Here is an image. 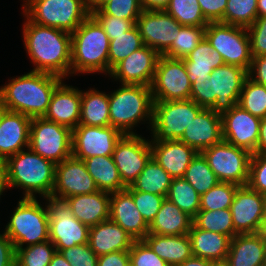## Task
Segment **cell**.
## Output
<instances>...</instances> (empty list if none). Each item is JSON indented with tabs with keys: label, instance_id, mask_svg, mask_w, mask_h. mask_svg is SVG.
I'll return each instance as SVG.
<instances>
[{
	"label": "cell",
	"instance_id": "6f0895ef",
	"mask_svg": "<svg viewBox=\"0 0 266 266\" xmlns=\"http://www.w3.org/2000/svg\"><path fill=\"white\" fill-rule=\"evenodd\" d=\"M16 260V249L13 242L0 233V266H11Z\"/></svg>",
	"mask_w": 266,
	"mask_h": 266
},
{
	"label": "cell",
	"instance_id": "816d5d0a",
	"mask_svg": "<svg viewBox=\"0 0 266 266\" xmlns=\"http://www.w3.org/2000/svg\"><path fill=\"white\" fill-rule=\"evenodd\" d=\"M247 185L260 194L266 193V153L252 154Z\"/></svg>",
	"mask_w": 266,
	"mask_h": 266
},
{
	"label": "cell",
	"instance_id": "003e7915",
	"mask_svg": "<svg viewBox=\"0 0 266 266\" xmlns=\"http://www.w3.org/2000/svg\"><path fill=\"white\" fill-rule=\"evenodd\" d=\"M266 16V0H257V17Z\"/></svg>",
	"mask_w": 266,
	"mask_h": 266
},
{
	"label": "cell",
	"instance_id": "94428289",
	"mask_svg": "<svg viewBox=\"0 0 266 266\" xmlns=\"http://www.w3.org/2000/svg\"><path fill=\"white\" fill-rule=\"evenodd\" d=\"M143 10H165L170 0H140Z\"/></svg>",
	"mask_w": 266,
	"mask_h": 266
},
{
	"label": "cell",
	"instance_id": "4316f807",
	"mask_svg": "<svg viewBox=\"0 0 266 266\" xmlns=\"http://www.w3.org/2000/svg\"><path fill=\"white\" fill-rule=\"evenodd\" d=\"M110 197V193L98 190L91 194L70 196L65 201L73 216L90 228L109 219Z\"/></svg>",
	"mask_w": 266,
	"mask_h": 266
},
{
	"label": "cell",
	"instance_id": "03108f58",
	"mask_svg": "<svg viewBox=\"0 0 266 266\" xmlns=\"http://www.w3.org/2000/svg\"><path fill=\"white\" fill-rule=\"evenodd\" d=\"M110 0H88L89 13L100 10Z\"/></svg>",
	"mask_w": 266,
	"mask_h": 266
},
{
	"label": "cell",
	"instance_id": "ac0fdd59",
	"mask_svg": "<svg viewBox=\"0 0 266 266\" xmlns=\"http://www.w3.org/2000/svg\"><path fill=\"white\" fill-rule=\"evenodd\" d=\"M98 190L94 179L87 172L83 160L70 156L56 164L52 198L65 200L70 196L91 194Z\"/></svg>",
	"mask_w": 266,
	"mask_h": 266
},
{
	"label": "cell",
	"instance_id": "db71d44e",
	"mask_svg": "<svg viewBox=\"0 0 266 266\" xmlns=\"http://www.w3.org/2000/svg\"><path fill=\"white\" fill-rule=\"evenodd\" d=\"M102 26L104 32L109 37V40L114 39V36H119L124 32L129 31L136 25L137 20H127L117 18L111 15H92Z\"/></svg>",
	"mask_w": 266,
	"mask_h": 266
},
{
	"label": "cell",
	"instance_id": "7c38bea8",
	"mask_svg": "<svg viewBox=\"0 0 266 266\" xmlns=\"http://www.w3.org/2000/svg\"><path fill=\"white\" fill-rule=\"evenodd\" d=\"M201 153L220 182L248 184L252 156L249 151L222 140Z\"/></svg>",
	"mask_w": 266,
	"mask_h": 266
},
{
	"label": "cell",
	"instance_id": "f546056e",
	"mask_svg": "<svg viewBox=\"0 0 266 266\" xmlns=\"http://www.w3.org/2000/svg\"><path fill=\"white\" fill-rule=\"evenodd\" d=\"M192 225L193 218L165 198L157 215L149 225L148 234L186 235L190 232Z\"/></svg>",
	"mask_w": 266,
	"mask_h": 266
},
{
	"label": "cell",
	"instance_id": "753ad0ef",
	"mask_svg": "<svg viewBox=\"0 0 266 266\" xmlns=\"http://www.w3.org/2000/svg\"><path fill=\"white\" fill-rule=\"evenodd\" d=\"M11 266H18V264L15 262V263H13Z\"/></svg>",
	"mask_w": 266,
	"mask_h": 266
},
{
	"label": "cell",
	"instance_id": "7bdbcfd3",
	"mask_svg": "<svg viewBox=\"0 0 266 266\" xmlns=\"http://www.w3.org/2000/svg\"><path fill=\"white\" fill-rule=\"evenodd\" d=\"M257 19V0H227L223 24L248 28Z\"/></svg>",
	"mask_w": 266,
	"mask_h": 266
},
{
	"label": "cell",
	"instance_id": "3957f363",
	"mask_svg": "<svg viewBox=\"0 0 266 266\" xmlns=\"http://www.w3.org/2000/svg\"><path fill=\"white\" fill-rule=\"evenodd\" d=\"M247 77V70L224 63L214 69L209 78L191 84L190 100L222 115L238 104Z\"/></svg>",
	"mask_w": 266,
	"mask_h": 266
},
{
	"label": "cell",
	"instance_id": "603a6c76",
	"mask_svg": "<svg viewBox=\"0 0 266 266\" xmlns=\"http://www.w3.org/2000/svg\"><path fill=\"white\" fill-rule=\"evenodd\" d=\"M80 109L81 90L62 81L52 94L44 118L73 130L79 125Z\"/></svg>",
	"mask_w": 266,
	"mask_h": 266
},
{
	"label": "cell",
	"instance_id": "a7ac6f4b",
	"mask_svg": "<svg viewBox=\"0 0 266 266\" xmlns=\"http://www.w3.org/2000/svg\"><path fill=\"white\" fill-rule=\"evenodd\" d=\"M266 243V218H263L256 233Z\"/></svg>",
	"mask_w": 266,
	"mask_h": 266
},
{
	"label": "cell",
	"instance_id": "be15d7a7",
	"mask_svg": "<svg viewBox=\"0 0 266 266\" xmlns=\"http://www.w3.org/2000/svg\"><path fill=\"white\" fill-rule=\"evenodd\" d=\"M7 181H6V165L5 160L0 159V199L2 193L7 190Z\"/></svg>",
	"mask_w": 266,
	"mask_h": 266
},
{
	"label": "cell",
	"instance_id": "6da1fadb",
	"mask_svg": "<svg viewBox=\"0 0 266 266\" xmlns=\"http://www.w3.org/2000/svg\"><path fill=\"white\" fill-rule=\"evenodd\" d=\"M26 53L35 66L31 71L51 73L62 78L71 75V33L41 26L27 17L23 23Z\"/></svg>",
	"mask_w": 266,
	"mask_h": 266
},
{
	"label": "cell",
	"instance_id": "7a4b0ae2",
	"mask_svg": "<svg viewBox=\"0 0 266 266\" xmlns=\"http://www.w3.org/2000/svg\"><path fill=\"white\" fill-rule=\"evenodd\" d=\"M0 87V97L8 111L30 118L44 117L56 87L64 78L46 72L30 71Z\"/></svg>",
	"mask_w": 266,
	"mask_h": 266
},
{
	"label": "cell",
	"instance_id": "f907efd6",
	"mask_svg": "<svg viewBox=\"0 0 266 266\" xmlns=\"http://www.w3.org/2000/svg\"><path fill=\"white\" fill-rule=\"evenodd\" d=\"M59 252L71 266H97L98 264V256L88 243L62 249Z\"/></svg>",
	"mask_w": 266,
	"mask_h": 266
},
{
	"label": "cell",
	"instance_id": "8d00e7d4",
	"mask_svg": "<svg viewBox=\"0 0 266 266\" xmlns=\"http://www.w3.org/2000/svg\"><path fill=\"white\" fill-rule=\"evenodd\" d=\"M139 30L135 25L132 29L110 40L108 53V75L111 70L134 51L143 47Z\"/></svg>",
	"mask_w": 266,
	"mask_h": 266
},
{
	"label": "cell",
	"instance_id": "5b68a950",
	"mask_svg": "<svg viewBox=\"0 0 266 266\" xmlns=\"http://www.w3.org/2000/svg\"><path fill=\"white\" fill-rule=\"evenodd\" d=\"M110 40L99 22L90 14L71 33V74H108Z\"/></svg>",
	"mask_w": 266,
	"mask_h": 266
},
{
	"label": "cell",
	"instance_id": "1f68e13d",
	"mask_svg": "<svg viewBox=\"0 0 266 266\" xmlns=\"http://www.w3.org/2000/svg\"><path fill=\"white\" fill-rule=\"evenodd\" d=\"M189 81L205 80L210 77L214 69L224 64L221 55L213 49L204 37L185 58H183Z\"/></svg>",
	"mask_w": 266,
	"mask_h": 266
},
{
	"label": "cell",
	"instance_id": "30bf717a",
	"mask_svg": "<svg viewBox=\"0 0 266 266\" xmlns=\"http://www.w3.org/2000/svg\"><path fill=\"white\" fill-rule=\"evenodd\" d=\"M29 148L55 164L72 156V130L44 117L32 118Z\"/></svg>",
	"mask_w": 266,
	"mask_h": 266
},
{
	"label": "cell",
	"instance_id": "5bb4252c",
	"mask_svg": "<svg viewBox=\"0 0 266 266\" xmlns=\"http://www.w3.org/2000/svg\"><path fill=\"white\" fill-rule=\"evenodd\" d=\"M151 91L154 101L190 99L191 83L183 59L160 55Z\"/></svg>",
	"mask_w": 266,
	"mask_h": 266
},
{
	"label": "cell",
	"instance_id": "f5cc1de1",
	"mask_svg": "<svg viewBox=\"0 0 266 266\" xmlns=\"http://www.w3.org/2000/svg\"><path fill=\"white\" fill-rule=\"evenodd\" d=\"M247 32L252 58L266 55V16L257 17Z\"/></svg>",
	"mask_w": 266,
	"mask_h": 266
},
{
	"label": "cell",
	"instance_id": "7402d4cb",
	"mask_svg": "<svg viewBox=\"0 0 266 266\" xmlns=\"http://www.w3.org/2000/svg\"><path fill=\"white\" fill-rule=\"evenodd\" d=\"M222 140V117L210 108H203L196 115L180 139L200 153Z\"/></svg>",
	"mask_w": 266,
	"mask_h": 266
},
{
	"label": "cell",
	"instance_id": "d6a6232c",
	"mask_svg": "<svg viewBox=\"0 0 266 266\" xmlns=\"http://www.w3.org/2000/svg\"><path fill=\"white\" fill-rule=\"evenodd\" d=\"M188 236L191 241L193 256L211 261L227 258L231 240L228 236L199 229L194 224Z\"/></svg>",
	"mask_w": 266,
	"mask_h": 266
},
{
	"label": "cell",
	"instance_id": "52a82bcc",
	"mask_svg": "<svg viewBox=\"0 0 266 266\" xmlns=\"http://www.w3.org/2000/svg\"><path fill=\"white\" fill-rule=\"evenodd\" d=\"M44 207L37 198H23L18 201L3 231L15 248L49 240V215L46 204Z\"/></svg>",
	"mask_w": 266,
	"mask_h": 266
},
{
	"label": "cell",
	"instance_id": "8fae6325",
	"mask_svg": "<svg viewBox=\"0 0 266 266\" xmlns=\"http://www.w3.org/2000/svg\"><path fill=\"white\" fill-rule=\"evenodd\" d=\"M205 38L222 57L225 64L240 66L249 71L252 55L247 28L221 22H209Z\"/></svg>",
	"mask_w": 266,
	"mask_h": 266
},
{
	"label": "cell",
	"instance_id": "484cf974",
	"mask_svg": "<svg viewBox=\"0 0 266 266\" xmlns=\"http://www.w3.org/2000/svg\"><path fill=\"white\" fill-rule=\"evenodd\" d=\"M32 118L17 112L7 111L0 123V159L29 147Z\"/></svg>",
	"mask_w": 266,
	"mask_h": 266
},
{
	"label": "cell",
	"instance_id": "680465c9",
	"mask_svg": "<svg viewBox=\"0 0 266 266\" xmlns=\"http://www.w3.org/2000/svg\"><path fill=\"white\" fill-rule=\"evenodd\" d=\"M97 266H130L129 251H116L99 256Z\"/></svg>",
	"mask_w": 266,
	"mask_h": 266
},
{
	"label": "cell",
	"instance_id": "e7e4bbea",
	"mask_svg": "<svg viewBox=\"0 0 266 266\" xmlns=\"http://www.w3.org/2000/svg\"><path fill=\"white\" fill-rule=\"evenodd\" d=\"M50 266H71L59 251H56L49 264Z\"/></svg>",
	"mask_w": 266,
	"mask_h": 266
},
{
	"label": "cell",
	"instance_id": "4dcf8cb0",
	"mask_svg": "<svg viewBox=\"0 0 266 266\" xmlns=\"http://www.w3.org/2000/svg\"><path fill=\"white\" fill-rule=\"evenodd\" d=\"M143 240L169 266H177L193 256L188 234L180 236L148 234Z\"/></svg>",
	"mask_w": 266,
	"mask_h": 266
},
{
	"label": "cell",
	"instance_id": "6125c7cd",
	"mask_svg": "<svg viewBox=\"0 0 266 266\" xmlns=\"http://www.w3.org/2000/svg\"><path fill=\"white\" fill-rule=\"evenodd\" d=\"M177 266H211V260L192 256Z\"/></svg>",
	"mask_w": 266,
	"mask_h": 266
},
{
	"label": "cell",
	"instance_id": "f35d334b",
	"mask_svg": "<svg viewBox=\"0 0 266 266\" xmlns=\"http://www.w3.org/2000/svg\"><path fill=\"white\" fill-rule=\"evenodd\" d=\"M193 224L202 230L221 233L230 239L234 237V226L230 208L220 210H199Z\"/></svg>",
	"mask_w": 266,
	"mask_h": 266
},
{
	"label": "cell",
	"instance_id": "ba28073f",
	"mask_svg": "<svg viewBox=\"0 0 266 266\" xmlns=\"http://www.w3.org/2000/svg\"><path fill=\"white\" fill-rule=\"evenodd\" d=\"M22 13L41 26L74 32L90 15L88 0H23Z\"/></svg>",
	"mask_w": 266,
	"mask_h": 266
},
{
	"label": "cell",
	"instance_id": "44dd1931",
	"mask_svg": "<svg viewBox=\"0 0 266 266\" xmlns=\"http://www.w3.org/2000/svg\"><path fill=\"white\" fill-rule=\"evenodd\" d=\"M234 236L237 234H255L264 217L262 194L248 185L239 186L230 206Z\"/></svg>",
	"mask_w": 266,
	"mask_h": 266
},
{
	"label": "cell",
	"instance_id": "e0dca14e",
	"mask_svg": "<svg viewBox=\"0 0 266 266\" xmlns=\"http://www.w3.org/2000/svg\"><path fill=\"white\" fill-rule=\"evenodd\" d=\"M136 26L143 44L163 55L170 48L182 25L165 10H143Z\"/></svg>",
	"mask_w": 266,
	"mask_h": 266
},
{
	"label": "cell",
	"instance_id": "f1b7e54d",
	"mask_svg": "<svg viewBox=\"0 0 266 266\" xmlns=\"http://www.w3.org/2000/svg\"><path fill=\"white\" fill-rule=\"evenodd\" d=\"M230 266L265 265L266 243L255 234H237L230 240L226 258Z\"/></svg>",
	"mask_w": 266,
	"mask_h": 266
},
{
	"label": "cell",
	"instance_id": "e575fe53",
	"mask_svg": "<svg viewBox=\"0 0 266 266\" xmlns=\"http://www.w3.org/2000/svg\"><path fill=\"white\" fill-rule=\"evenodd\" d=\"M81 125L106 127L110 126L109 94L96 89L81 90Z\"/></svg>",
	"mask_w": 266,
	"mask_h": 266
},
{
	"label": "cell",
	"instance_id": "7dc6e473",
	"mask_svg": "<svg viewBox=\"0 0 266 266\" xmlns=\"http://www.w3.org/2000/svg\"><path fill=\"white\" fill-rule=\"evenodd\" d=\"M125 189L132 195L134 204L136 205L145 222L150 225L166 197L149 192L137 191L131 186H128Z\"/></svg>",
	"mask_w": 266,
	"mask_h": 266
},
{
	"label": "cell",
	"instance_id": "681fc988",
	"mask_svg": "<svg viewBox=\"0 0 266 266\" xmlns=\"http://www.w3.org/2000/svg\"><path fill=\"white\" fill-rule=\"evenodd\" d=\"M130 266H169L144 240H135L129 250Z\"/></svg>",
	"mask_w": 266,
	"mask_h": 266
},
{
	"label": "cell",
	"instance_id": "83f0119b",
	"mask_svg": "<svg viewBox=\"0 0 266 266\" xmlns=\"http://www.w3.org/2000/svg\"><path fill=\"white\" fill-rule=\"evenodd\" d=\"M134 239L110 219L89 228L88 244L99 257L116 251H129Z\"/></svg>",
	"mask_w": 266,
	"mask_h": 266
},
{
	"label": "cell",
	"instance_id": "277c9868",
	"mask_svg": "<svg viewBox=\"0 0 266 266\" xmlns=\"http://www.w3.org/2000/svg\"><path fill=\"white\" fill-rule=\"evenodd\" d=\"M5 165L8 189H23L22 198H37L36 194L42 198L51 197L55 184V163L28 147L8 157Z\"/></svg>",
	"mask_w": 266,
	"mask_h": 266
},
{
	"label": "cell",
	"instance_id": "9a60e30c",
	"mask_svg": "<svg viewBox=\"0 0 266 266\" xmlns=\"http://www.w3.org/2000/svg\"><path fill=\"white\" fill-rule=\"evenodd\" d=\"M152 157L150 140L139 134H124L116 143L112 158L123 184L128 187L136 180Z\"/></svg>",
	"mask_w": 266,
	"mask_h": 266
},
{
	"label": "cell",
	"instance_id": "9c48e42d",
	"mask_svg": "<svg viewBox=\"0 0 266 266\" xmlns=\"http://www.w3.org/2000/svg\"><path fill=\"white\" fill-rule=\"evenodd\" d=\"M203 109L193 100L154 101L151 141L180 140L186 127Z\"/></svg>",
	"mask_w": 266,
	"mask_h": 266
},
{
	"label": "cell",
	"instance_id": "2644e50d",
	"mask_svg": "<svg viewBox=\"0 0 266 266\" xmlns=\"http://www.w3.org/2000/svg\"><path fill=\"white\" fill-rule=\"evenodd\" d=\"M8 111L6 105L4 104L2 98L0 97V123L1 120L3 118V116L5 115V113Z\"/></svg>",
	"mask_w": 266,
	"mask_h": 266
},
{
	"label": "cell",
	"instance_id": "d6986e66",
	"mask_svg": "<svg viewBox=\"0 0 266 266\" xmlns=\"http://www.w3.org/2000/svg\"><path fill=\"white\" fill-rule=\"evenodd\" d=\"M221 117L223 140L255 154L261 118L252 115L238 104Z\"/></svg>",
	"mask_w": 266,
	"mask_h": 266
},
{
	"label": "cell",
	"instance_id": "d4e9b609",
	"mask_svg": "<svg viewBox=\"0 0 266 266\" xmlns=\"http://www.w3.org/2000/svg\"><path fill=\"white\" fill-rule=\"evenodd\" d=\"M152 157L172 178H183L197 151L180 140L150 141Z\"/></svg>",
	"mask_w": 266,
	"mask_h": 266
},
{
	"label": "cell",
	"instance_id": "11a10c76",
	"mask_svg": "<svg viewBox=\"0 0 266 266\" xmlns=\"http://www.w3.org/2000/svg\"><path fill=\"white\" fill-rule=\"evenodd\" d=\"M204 17L209 22H221L227 6V0H198Z\"/></svg>",
	"mask_w": 266,
	"mask_h": 266
},
{
	"label": "cell",
	"instance_id": "ffe728a7",
	"mask_svg": "<svg viewBox=\"0 0 266 266\" xmlns=\"http://www.w3.org/2000/svg\"><path fill=\"white\" fill-rule=\"evenodd\" d=\"M160 54L146 45L120 61L110 77L120 84L144 85L151 87Z\"/></svg>",
	"mask_w": 266,
	"mask_h": 266
},
{
	"label": "cell",
	"instance_id": "836d02e7",
	"mask_svg": "<svg viewBox=\"0 0 266 266\" xmlns=\"http://www.w3.org/2000/svg\"><path fill=\"white\" fill-rule=\"evenodd\" d=\"M87 172L94 179L97 188L108 193H115L124 190L119 171L110 156H92L83 160Z\"/></svg>",
	"mask_w": 266,
	"mask_h": 266
},
{
	"label": "cell",
	"instance_id": "91938a15",
	"mask_svg": "<svg viewBox=\"0 0 266 266\" xmlns=\"http://www.w3.org/2000/svg\"><path fill=\"white\" fill-rule=\"evenodd\" d=\"M266 153V117L261 118L255 154Z\"/></svg>",
	"mask_w": 266,
	"mask_h": 266
},
{
	"label": "cell",
	"instance_id": "c3c4849f",
	"mask_svg": "<svg viewBox=\"0 0 266 266\" xmlns=\"http://www.w3.org/2000/svg\"><path fill=\"white\" fill-rule=\"evenodd\" d=\"M142 11L140 0H110L91 15H111L127 20H137Z\"/></svg>",
	"mask_w": 266,
	"mask_h": 266
},
{
	"label": "cell",
	"instance_id": "8992f818",
	"mask_svg": "<svg viewBox=\"0 0 266 266\" xmlns=\"http://www.w3.org/2000/svg\"><path fill=\"white\" fill-rule=\"evenodd\" d=\"M120 86L109 93L110 125L123 134H137L133 131L134 127L141 121H148L150 130L154 104L151 87L132 84Z\"/></svg>",
	"mask_w": 266,
	"mask_h": 266
},
{
	"label": "cell",
	"instance_id": "4fadbf2b",
	"mask_svg": "<svg viewBox=\"0 0 266 266\" xmlns=\"http://www.w3.org/2000/svg\"><path fill=\"white\" fill-rule=\"evenodd\" d=\"M49 215V240L56 251L88 243L89 227L77 220L65 200L44 198Z\"/></svg>",
	"mask_w": 266,
	"mask_h": 266
},
{
	"label": "cell",
	"instance_id": "f6af8a7d",
	"mask_svg": "<svg viewBox=\"0 0 266 266\" xmlns=\"http://www.w3.org/2000/svg\"><path fill=\"white\" fill-rule=\"evenodd\" d=\"M15 249V262L18 266H46L50 264L56 252V248L50 240Z\"/></svg>",
	"mask_w": 266,
	"mask_h": 266
},
{
	"label": "cell",
	"instance_id": "60d3db41",
	"mask_svg": "<svg viewBox=\"0 0 266 266\" xmlns=\"http://www.w3.org/2000/svg\"><path fill=\"white\" fill-rule=\"evenodd\" d=\"M205 28L206 26L182 25L170 48L163 56L175 59L185 58L205 37Z\"/></svg>",
	"mask_w": 266,
	"mask_h": 266
},
{
	"label": "cell",
	"instance_id": "8c879c8a",
	"mask_svg": "<svg viewBox=\"0 0 266 266\" xmlns=\"http://www.w3.org/2000/svg\"><path fill=\"white\" fill-rule=\"evenodd\" d=\"M262 199H263V214H264L263 218H266V193L262 194Z\"/></svg>",
	"mask_w": 266,
	"mask_h": 266
},
{
	"label": "cell",
	"instance_id": "9f6ffc18",
	"mask_svg": "<svg viewBox=\"0 0 266 266\" xmlns=\"http://www.w3.org/2000/svg\"><path fill=\"white\" fill-rule=\"evenodd\" d=\"M248 77L254 82L266 86V55L252 58Z\"/></svg>",
	"mask_w": 266,
	"mask_h": 266
},
{
	"label": "cell",
	"instance_id": "89a4df30",
	"mask_svg": "<svg viewBox=\"0 0 266 266\" xmlns=\"http://www.w3.org/2000/svg\"><path fill=\"white\" fill-rule=\"evenodd\" d=\"M211 266H230L227 259L211 261Z\"/></svg>",
	"mask_w": 266,
	"mask_h": 266
},
{
	"label": "cell",
	"instance_id": "cb8c5ba5",
	"mask_svg": "<svg viewBox=\"0 0 266 266\" xmlns=\"http://www.w3.org/2000/svg\"><path fill=\"white\" fill-rule=\"evenodd\" d=\"M109 219L120 225L134 240H143L149 233V225L126 189L111 193Z\"/></svg>",
	"mask_w": 266,
	"mask_h": 266
},
{
	"label": "cell",
	"instance_id": "d590c367",
	"mask_svg": "<svg viewBox=\"0 0 266 266\" xmlns=\"http://www.w3.org/2000/svg\"><path fill=\"white\" fill-rule=\"evenodd\" d=\"M172 177L161 167L153 157L146 163L144 169L131 184L134 190L167 196Z\"/></svg>",
	"mask_w": 266,
	"mask_h": 266
},
{
	"label": "cell",
	"instance_id": "bcb514c9",
	"mask_svg": "<svg viewBox=\"0 0 266 266\" xmlns=\"http://www.w3.org/2000/svg\"><path fill=\"white\" fill-rule=\"evenodd\" d=\"M239 186L233 183L219 182L206 193L200 195V210L228 209Z\"/></svg>",
	"mask_w": 266,
	"mask_h": 266
},
{
	"label": "cell",
	"instance_id": "74e56055",
	"mask_svg": "<svg viewBox=\"0 0 266 266\" xmlns=\"http://www.w3.org/2000/svg\"><path fill=\"white\" fill-rule=\"evenodd\" d=\"M166 198L192 218L200 210V194L184 178H172Z\"/></svg>",
	"mask_w": 266,
	"mask_h": 266
},
{
	"label": "cell",
	"instance_id": "2e32d148",
	"mask_svg": "<svg viewBox=\"0 0 266 266\" xmlns=\"http://www.w3.org/2000/svg\"><path fill=\"white\" fill-rule=\"evenodd\" d=\"M124 134L115 127L79 124L72 130V156L84 160L92 156H110Z\"/></svg>",
	"mask_w": 266,
	"mask_h": 266
},
{
	"label": "cell",
	"instance_id": "ab89813d",
	"mask_svg": "<svg viewBox=\"0 0 266 266\" xmlns=\"http://www.w3.org/2000/svg\"><path fill=\"white\" fill-rule=\"evenodd\" d=\"M200 195L206 193L220 181L209 167L206 158L198 152L186 169L183 177Z\"/></svg>",
	"mask_w": 266,
	"mask_h": 266
},
{
	"label": "cell",
	"instance_id": "ee69618b",
	"mask_svg": "<svg viewBox=\"0 0 266 266\" xmlns=\"http://www.w3.org/2000/svg\"><path fill=\"white\" fill-rule=\"evenodd\" d=\"M238 105L259 118L266 117V86L246 78Z\"/></svg>",
	"mask_w": 266,
	"mask_h": 266
},
{
	"label": "cell",
	"instance_id": "b9f144b4",
	"mask_svg": "<svg viewBox=\"0 0 266 266\" xmlns=\"http://www.w3.org/2000/svg\"><path fill=\"white\" fill-rule=\"evenodd\" d=\"M165 11L184 26H207L198 0H170Z\"/></svg>",
	"mask_w": 266,
	"mask_h": 266
}]
</instances>
